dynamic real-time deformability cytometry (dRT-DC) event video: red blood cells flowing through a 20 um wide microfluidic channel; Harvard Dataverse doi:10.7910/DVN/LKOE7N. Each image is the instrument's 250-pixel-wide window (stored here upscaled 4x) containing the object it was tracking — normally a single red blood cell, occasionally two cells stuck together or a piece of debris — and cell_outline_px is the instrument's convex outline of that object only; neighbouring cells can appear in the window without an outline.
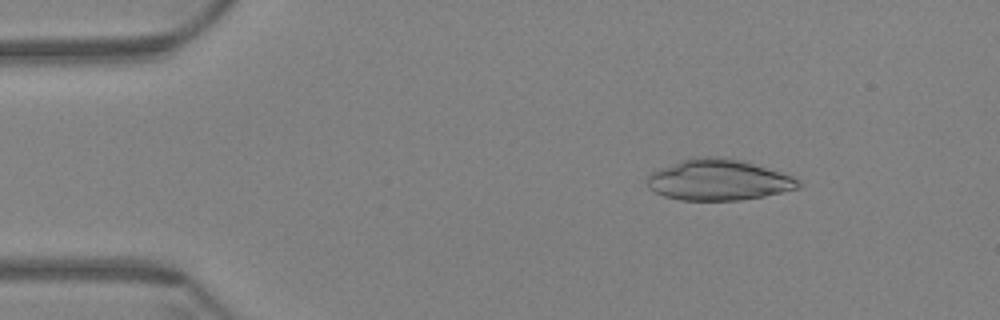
{"species": "Egyptian fruit bat (a non-hibernating species)", "species_latin": "Rousettus aegyptiacus", "temperature_condition": "warm", "stored_images_in_passage": 59, "camera_frame_rate_fps": 3000, "um_per_image_px": 0.085, "animal": {"sex": "female"}, "frame": {"image": 1, "passage_image": 8, "time_ms": 2.333, "image_size_px": [1000, 320], "cell_outline_px": [[804, 184], [800, 188], [764, 196], [740, 200], [680, 200], [664, 196], [648, 188], [648, 176], [652, 172], [660, 168], [692, 156], [716, 156], [740, 160], [780, 172], [792, 176], [800, 180]], "centroid_in_image_um": [61.09, 15.29], "position_along_channel_um": 23.9, "area_um2": 36.07}}
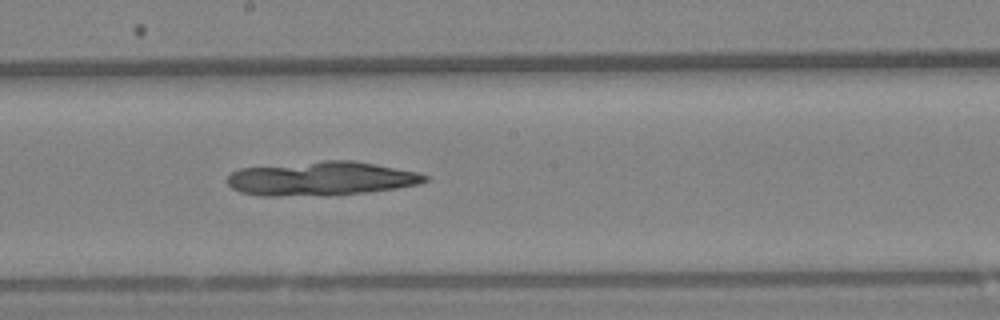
{"frame": {"image": 2, "passage_image": 32, "time_ms": 10.333, "image_size_px": [1000, 320], "cell_outline_px": [[428, 180], [420, 184], [396, 188], [368, 192], [328, 196], [260, 196], [240, 192], [232, 188], [228, 184], [228, 176], [232, 172], [240, 168], [324, 160], [352, 160], [376, 164], [416, 172], [428, 176]], "centroid_in_image_um": [27.3, 15.19], "position_along_channel_um": 220.9, "area_um2": 39.48}}
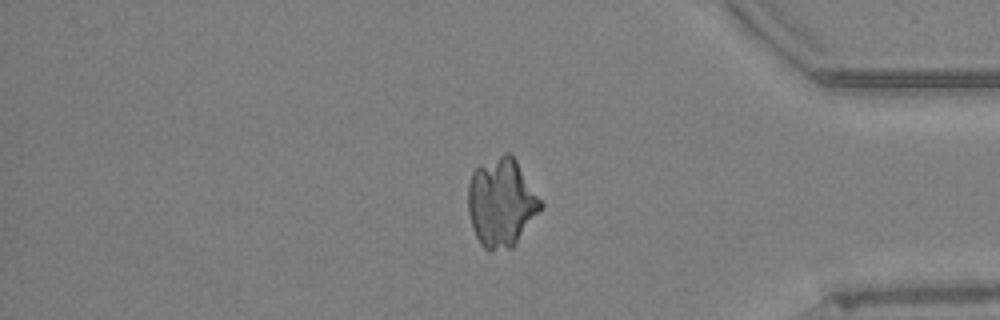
{"frame": {"image": 3, "passage_image": 49, "time_ms": 16.0, "image_size_px": [1000, 320], "cell_outline_px": [[544, 204], [512, 248], [484, 248], [480, 244], [472, 228], [468, 212], [468, 184], [472, 172], [476, 168], [504, 152], [508, 152], [516, 160]], "centroid_in_image_um": [42.6, 17.19], "position_along_channel_um": 392.6, "area_um2": 36.88}}